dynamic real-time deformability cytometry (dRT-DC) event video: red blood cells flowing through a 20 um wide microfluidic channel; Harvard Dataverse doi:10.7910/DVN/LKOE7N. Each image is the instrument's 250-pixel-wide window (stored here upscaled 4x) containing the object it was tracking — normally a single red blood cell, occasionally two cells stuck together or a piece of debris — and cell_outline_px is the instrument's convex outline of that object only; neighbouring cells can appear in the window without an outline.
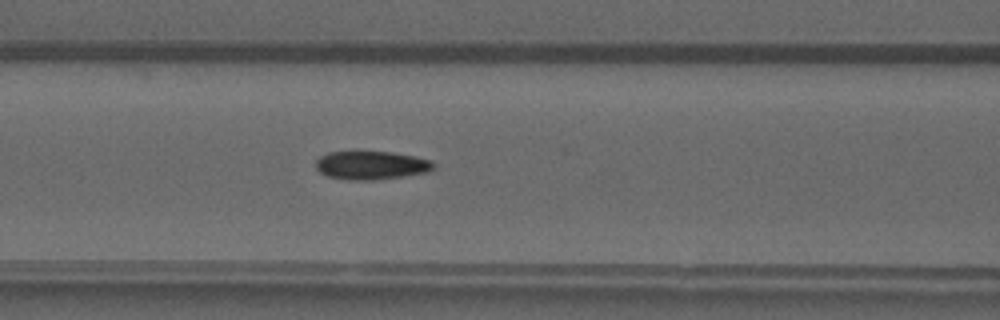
{"species": "common noctule bat (a hibernating species)", "species_latin": "Nyctalus noctula", "temperature_condition": "warm", "stored_images_in_passage": 19, "camera_frame_rate_fps": 3000, "um_per_image_px": 0.085, "animal": {"sex": "male", "forearm_length_mm": 52.5}, "frame": {"image": 1, "passage_image": 6, "time_ms": 1.667, "image_size_px": [1000, 320], "cell_outline_px": [[436, 168], [428, 172], [404, 176], [372, 180], [348, 180], [328, 176], [320, 172], [316, 168], [316, 160], [320, 156], [328, 152], [392, 152], [432, 160], [436, 164]], "centroid_in_image_um": [31.58, 14.05], "position_along_channel_um": 135.0, "area_um2": 19.54}}
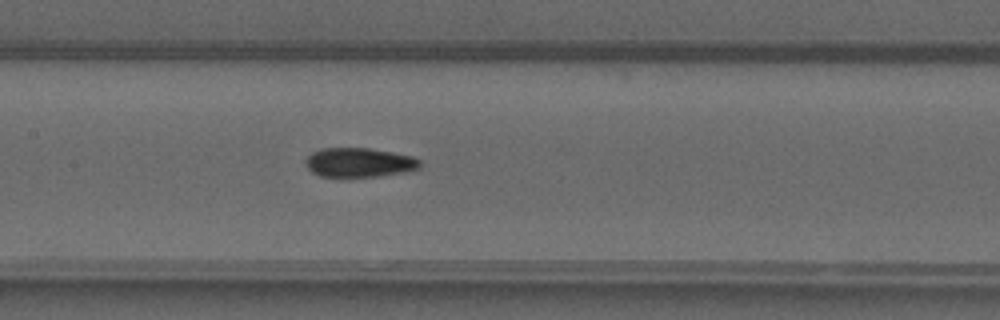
{"frame": {"image": 2, "passage_image": 9, "time_ms": 2.667, "image_size_px": [1000, 320], "cell_outline_px": [[420, 168], [404, 172], [380, 176], [320, 176], [312, 172], [308, 168], [304, 160], [312, 152], [320, 148], [368, 148], [392, 152], [412, 156], [420, 160]], "centroid_in_image_um": [30.52, 13.8], "position_along_channel_um": 176.9, "area_um2": 19.42}}
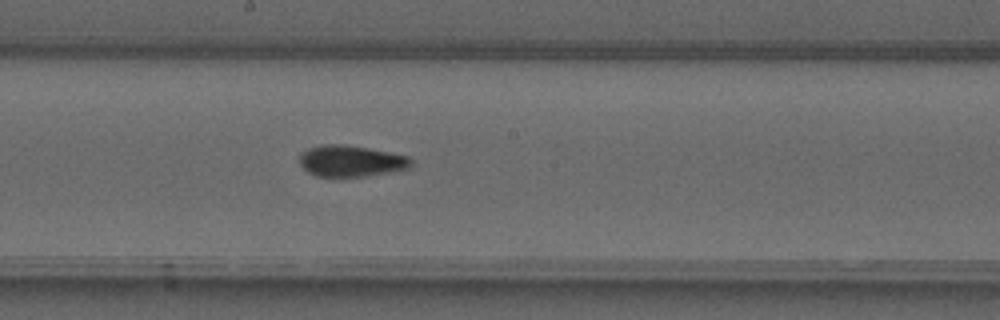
{"frame": {"image": 3, "passage_image": 12, "time_ms": 3.667, "image_size_px": [1000, 320], "cell_outline_px": [[412, 168], [364, 176], [316, 176], [308, 172], [300, 164], [300, 156], [308, 148], [320, 144], [340, 144], [368, 148], [408, 156], [412, 160]], "centroid_in_image_um": [29.84, 13.68], "position_along_channel_um": 218.4, "area_um2": 20.17}}